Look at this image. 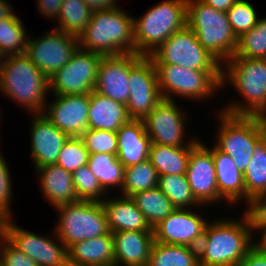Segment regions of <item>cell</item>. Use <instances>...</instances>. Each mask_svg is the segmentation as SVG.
Returning <instances> with one entry per match:
<instances>
[{
	"instance_id": "obj_1",
	"label": "cell",
	"mask_w": 266,
	"mask_h": 266,
	"mask_svg": "<svg viewBox=\"0 0 266 266\" xmlns=\"http://www.w3.org/2000/svg\"><path fill=\"white\" fill-rule=\"evenodd\" d=\"M224 218L207 223L197 248L200 266H239L254 246L251 225L245 213L238 220Z\"/></svg>"
},
{
	"instance_id": "obj_2",
	"label": "cell",
	"mask_w": 266,
	"mask_h": 266,
	"mask_svg": "<svg viewBox=\"0 0 266 266\" xmlns=\"http://www.w3.org/2000/svg\"><path fill=\"white\" fill-rule=\"evenodd\" d=\"M227 83L240 93L245 102L231 101L221 109L222 112L266 118V58H229L222 63L221 89Z\"/></svg>"
},
{
	"instance_id": "obj_3",
	"label": "cell",
	"mask_w": 266,
	"mask_h": 266,
	"mask_svg": "<svg viewBox=\"0 0 266 266\" xmlns=\"http://www.w3.org/2000/svg\"><path fill=\"white\" fill-rule=\"evenodd\" d=\"M133 16L118 6L93 11L79 48L101 56L135 53Z\"/></svg>"
},
{
	"instance_id": "obj_4",
	"label": "cell",
	"mask_w": 266,
	"mask_h": 266,
	"mask_svg": "<svg viewBox=\"0 0 266 266\" xmlns=\"http://www.w3.org/2000/svg\"><path fill=\"white\" fill-rule=\"evenodd\" d=\"M0 92L31 114H42L49 79L25 55L7 56L0 73Z\"/></svg>"
},
{
	"instance_id": "obj_5",
	"label": "cell",
	"mask_w": 266,
	"mask_h": 266,
	"mask_svg": "<svg viewBox=\"0 0 266 266\" xmlns=\"http://www.w3.org/2000/svg\"><path fill=\"white\" fill-rule=\"evenodd\" d=\"M144 14L133 18L135 53L150 56L187 25V0H163Z\"/></svg>"
},
{
	"instance_id": "obj_6",
	"label": "cell",
	"mask_w": 266,
	"mask_h": 266,
	"mask_svg": "<svg viewBox=\"0 0 266 266\" xmlns=\"http://www.w3.org/2000/svg\"><path fill=\"white\" fill-rule=\"evenodd\" d=\"M215 146L231 156L236 167L245 173L256 143L266 134V118L231 115L219 110Z\"/></svg>"
},
{
	"instance_id": "obj_7",
	"label": "cell",
	"mask_w": 266,
	"mask_h": 266,
	"mask_svg": "<svg viewBox=\"0 0 266 266\" xmlns=\"http://www.w3.org/2000/svg\"><path fill=\"white\" fill-rule=\"evenodd\" d=\"M187 26L196 34L198 42L221 64L233 57L237 37L226 12L216 10L201 0H187Z\"/></svg>"
},
{
	"instance_id": "obj_8",
	"label": "cell",
	"mask_w": 266,
	"mask_h": 266,
	"mask_svg": "<svg viewBox=\"0 0 266 266\" xmlns=\"http://www.w3.org/2000/svg\"><path fill=\"white\" fill-rule=\"evenodd\" d=\"M55 209L59 218L54 232L67 249L76 242L110 233L102 202L78 200Z\"/></svg>"
},
{
	"instance_id": "obj_9",
	"label": "cell",
	"mask_w": 266,
	"mask_h": 266,
	"mask_svg": "<svg viewBox=\"0 0 266 266\" xmlns=\"http://www.w3.org/2000/svg\"><path fill=\"white\" fill-rule=\"evenodd\" d=\"M155 67L160 93L166 100H174L173 95L195 102L206 97L208 100L221 88V71H196L170 64H155Z\"/></svg>"
},
{
	"instance_id": "obj_10",
	"label": "cell",
	"mask_w": 266,
	"mask_h": 266,
	"mask_svg": "<svg viewBox=\"0 0 266 266\" xmlns=\"http://www.w3.org/2000/svg\"><path fill=\"white\" fill-rule=\"evenodd\" d=\"M154 64L184 66L196 71H222V64L199 42L187 25L174 32L150 55Z\"/></svg>"
},
{
	"instance_id": "obj_11",
	"label": "cell",
	"mask_w": 266,
	"mask_h": 266,
	"mask_svg": "<svg viewBox=\"0 0 266 266\" xmlns=\"http://www.w3.org/2000/svg\"><path fill=\"white\" fill-rule=\"evenodd\" d=\"M101 58L78 47L71 59L49 78V92L57 95L90 93L96 86Z\"/></svg>"
},
{
	"instance_id": "obj_12",
	"label": "cell",
	"mask_w": 266,
	"mask_h": 266,
	"mask_svg": "<svg viewBox=\"0 0 266 266\" xmlns=\"http://www.w3.org/2000/svg\"><path fill=\"white\" fill-rule=\"evenodd\" d=\"M46 35L28 37L25 55L49 79L78 49V37L54 28Z\"/></svg>"
},
{
	"instance_id": "obj_13",
	"label": "cell",
	"mask_w": 266,
	"mask_h": 266,
	"mask_svg": "<svg viewBox=\"0 0 266 266\" xmlns=\"http://www.w3.org/2000/svg\"><path fill=\"white\" fill-rule=\"evenodd\" d=\"M12 221V218H6L4 237L33 259L38 266H69L68 249L55 232L53 234L55 239L48 238L25 230Z\"/></svg>"
},
{
	"instance_id": "obj_14",
	"label": "cell",
	"mask_w": 266,
	"mask_h": 266,
	"mask_svg": "<svg viewBox=\"0 0 266 266\" xmlns=\"http://www.w3.org/2000/svg\"><path fill=\"white\" fill-rule=\"evenodd\" d=\"M129 90L126 106L131 119L143 120L163 100L150 56H140L130 66Z\"/></svg>"
},
{
	"instance_id": "obj_15",
	"label": "cell",
	"mask_w": 266,
	"mask_h": 266,
	"mask_svg": "<svg viewBox=\"0 0 266 266\" xmlns=\"http://www.w3.org/2000/svg\"><path fill=\"white\" fill-rule=\"evenodd\" d=\"M174 100L163 99L144 119L151 144L172 147H191L198 138L184 141L188 114L182 113ZM187 115V116H186Z\"/></svg>"
},
{
	"instance_id": "obj_16",
	"label": "cell",
	"mask_w": 266,
	"mask_h": 266,
	"mask_svg": "<svg viewBox=\"0 0 266 266\" xmlns=\"http://www.w3.org/2000/svg\"><path fill=\"white\" fill-rule=\"evenodd\" d=\"M186 177L201 207L223 201L218 194L212 151L200 139L191 146Z\"/></svg>"
},
{
	"instance_id": "obj_17",
	"label": "cell",
	"mask_w": 266,
	"mask_h": 266,
	"mask_svg": "<svg viewBox=\"0 0 266 266\" xmlns=\"http://www.w3.org/2000/svg\"><path fill=\"white\" fill-rule=\"evenodd\" d=\"M208 221L190 208L175 209L153 228L154 241L198 248Z\"/></svg>"
},
{
	"instance_id": "obj_18",
	"label": "cell",
	"mask_w": 266,
	"mask_h": 266,
	"mask_svg": "<svg viewBox=\"0 0 266 266\" xmlns=\"http://www.w3.org/2000/svg\"><path fill=\"white\" fill-rule=\"evenodd\" d=\"M53 96L42 115L69 137H80L88 129L89 93Z\"/></svg>"
},
{
	"instance_id": "obj_19",
	"label": "cell",
	"mask_w": 266,
	"mask_h": 266,
	"mask_svg": "<svg viewBox=\"0 0 266 266\" xmlns=\"http://www.w3.org/2000/svg\"><path fill=\"white\" fill-rule=\"evenodd\" d=\"M140 56L137 53L102 56L94 91L126 105L130 95V66Z\"/></svg>"
},
{
	"instance_id": "obj_20",
	"label": "cell",
	"mask_w": 266,
	"mask_h": 266,
	"mask_svg": "<svg viewBox=\"0 0 266 266\" xmlns=\"http://www.w3.org/2000/svg\"><path fill=\"white\" fill-rule=\"evenodd\" d=\"M30 129L31 160L34 169L56 164L61 149L69 136L54 126L42 114H32Z\"/></svg>"
},
{
	"instance_id": "obj_21",
	"label": "cell",
	"mask_w": 266,
	"mask_h": 266,
	"mask_svg": "<svg viewBox=\"0 0 266 266\" xmlns=\"http://www.w3.org/2000/svg\"><path fill=\"white\" fill-rule=\"evenodd\" d=\"M114 266H148L153 231L113 232Z\"/></svg>"
},
{
	"instance_id": "obj_22",
	"label": "cell",
	"mask_w": 266,
	"mask_h": 266,
	"mask_svg": "<svg viewBox=\"0 0 266 266\" xmlns=\"http://www.w3.org/2000/svg\"><path fill=\"white\" fill-rule=\"evenodd\" d=\"M116 135L117 158L125 168L148 160L151 139L143 120L131 119L116 131Z\"/></svg>"
},
{
	"instance_id": "obj_23",
	"label": "cell",
	"mask_w": 266,
	"mask_h": 266,
	"mask_svg": "<svg viewBox=\"0 0 266 266\" xmlns=\"http://www.w3.org/2000/svg\"><path fill=\"white\" fill-rule=\"evenodd\" d=\"M208 148L212 151L220 198L231 205H239L243 199L246 202L243 173L236 167L230 155L223 153L215 145Z\"/></svg>"
},
{
	"instance_id": "obj_24",
	"label": "cell",
	"mask_w": 266,
	"mask_h": 266,
	"mask_svg": "<svg viewBox=\"0 0 266 266\" xmlns=\"http://www.w3.org/2000/svg\"><path fill=\"white\" fill-rule=\"evenodd\" d=\"M39 186L42 189L44 199L51 203V206L77 202V197L72 173L62 167L52 164L36 168Z\"/></svg>"
},
{
	"instance_id": "obj_25",
	"label": "cell",
	"mask_w": 266,
	"mask_h": 266,
	"mask_svg": "<svg viewBox=\"0 0 266 266\" xmlns=\"http://www.w3.org/2000/svg\"><path fill=\"white\" fill-rule=\"evenodd\" d=\"M102 201L111 233L118 231H153L131 197L122 196Z\"/></svg>"
},
{
	"instance_id": "obj_26",
	"label": "cell",
	"mask_w": 266,
	"mask_h": 266,
	"mask_svg": "<svg viewBox=\"0 0 266 266\" xmlns=\"http://www.w3.org/2000/svg\"><path fill=\"white\" fill-rule=\"evenodd\" d=\"M88 129L116 132L131 120L127 106L96 91L89 93Z\"/></svg>"
},
{
	"instance_id": "obj_27",
	"label": "cell",
	"mask_w": 266,
	"mask_h": 266,
	"mask_svg": "<svg viewBox=\"0 0 266 266\" xmlns=\"http://www.w3.org/2000/svg\"><path fill=\"white\" fill-rule=\"evenodd\" d=\"M69 266H114V239L109 234L76 242L68 248Z\"/></svg>"
},
{
	"instance_id": "obj_28",
	"label": "cell",
	"mask_w": 266,
	"mask_h": 266,
	"mask_svg": "<svg viewBox=\"0 0 266 266\" xmlns=\"http://www.w3.org/2000/svg\"><path fill=\"white\" fill-rule=\"evenodd\" d=\"M191 147L151 144L148 160L158 176L186 174Z\"/></svg>"
},
{
	"instance_id": "obj_29",
	"label": "cell",
	"mask_w": 266,
	"mask_h": 266,
	"mask_svg": "<svg viewBox=\"0 0 266 266\" xmlns=\"http://www.w3.org/2000/svg\"><path fill=\"white\" fill-rule=\"evenodd\" d=\"M88 168L96 176L103 190L108 194L111 189H122L124 181V165L118 160L117 154H89ZM109 190V191H108Z\"/></svg>"
},
{
	"instance_id": "obj_30",
	"label": "cell",
	"mask_w": 266,
	"mask_h": 266,
	"mask_svg": "<svg viewBox=\"0 0 266 266\" xmlns=\"http://www.w3.org/2000/svg\"><path fill=\"white\" fill-rule=\"evenodd\" d=\"M148 266H200L198 250L194 247L154 241Z\"/></svg>"
},
{
	"instance_id": "obj_31",
	"label": "cell",
	"mask_w": 266,
	"mask_h": 266,
	"mask_svg": "<svg viewBox=\"0 0 266 266\" xmlns=\"http://www.w3.org/2000/svg\"><path fill=\"white\" fill-rule=\"evenodd\" d=\"M243 178L247 201L245 204L266 193V134L256 143Z\"/></svg>"
},
{
	"instance_id": "obj_32",
	"label": "cell",
	"mask_w": 266,
	"mask_h": 266,
	"mask_svg": "<svg viewBox=\"0 0 266 266\" xmlns=\"http://www.w3.org/2000/svg\"><path fill=\"white\" fill-rule=\"evenodd\" d=\"M131 198L152 229L176 209L158 187L137 192Z\"/></svg>"
},
{
	"instance_id": "obj_33",
	"label": "cell",
	"mask_w": 266,
	"mask_h": 266,
	"mask_svg": "<svg viewBox=\"0 0 266 266\" xmlns=\"http://www.w3.org/2000/svg\"><path fill=\"white\" fill-rule=\"evenodd\" d=\"M93 10L83 0H63L56 29L79 37L87 28Z\"/></svg>"
},
{
	"instance_id": "obj_34",
	"label": "cell",
	"mask_w": 266,
	"mask_h": 266,
	"mask_svg": "<svg viewBox=\"0 0 266 266\" xmlns=\"http://www.w3.org/2000/svg\"><path fill=\"white\" fill-rule=\"evenodd\" d=\"M157 170L149 160L128 166L124 170V181L120 191L122 196L131 197L133 194L158 187Z\"/></svg>"
},
{
	"instance_id": "obj_35",
	"label": "cell",
	"mask_w": 266,
	"mask_h": 266,
	"mask_svg": "<svg viewBox=\"0 0 266 266\" xmlns=\"http://www.w3.org/2000/svg\"><path fill=\"white\" fill-rule=\"evenodd\" d=\"M158 188L170 199L177 209L200 207L194 198L186 174L161 175Z\"/></svg>"
},
{
	"instance_id": "obj_36",
	"label": "cell",
	"mask_w": 266,
	"mask_h": 266,
	"mask_svg": "<svg viewBox=\"0 0 266 266\" xmlns=\"http://www.w3.org/2000/svg\"><path fill=\"white\" fill-rule=\"evenodd\" d=\"M16 13L0 20V49L7 55L24 54L28 41L27 29Z\"/></svg>"
},
{
	"instance_id": "obj_37",
	"label": "cell",
	"mask_w": 266,
	"mask_h": 266,
	"mask_svg": "<svg viewBox=\"0 0 266 266\" xmlns=\"http://www.w3.org/2000/svg\"><path fill=\"white\" fill-rule=\"evenodd\" d=\"M233 56L250 59L266 58V17L259 18L254 28L237 38Z\"/></svg>"
},
{
	"instance_id": "obj_38",
	"label": "cell",
	"mask_w": 266,
	"mask_h": 266,
	"mask_svg": "<svg viewBox=\"0 0 266 266\" xmlns=\"http://www.w3.org/2000/svg\"><path fill=\"white\" fill-rule=\"evenodd\" d=\"M72 177L79 200L102 202L107 197L104 195L108 194L103 190L96 176L87 165L79 167L72 174Z\"/></svg>"
},
{
	"instance_id": "obj_39",
	"label": "cell",
	"mask_w": 266,
	"mask_h": 266,
	"mask_svg": "<svg viewBox=\"0 0 266 266\" xmlns=\"http://www.w3.org/2000/svg\"><path fill=\"white\" fill-rule=\"evenodd\" d=\"M88 160L89 151L82 139L69 137L61 149L56 165L73 174L79 167L87 165Z\"/></svg>"
},
{
	"instance_id": "obj_40",
	"label": "cell",
	"mask_w": 266,
	"mask_h": 266,
	"mask_svg": "<svg viewBox=\"0 0 266 266\" xmlns=\"http://www.w3.org/2000/svg\"><path fill=\"white\" fill-rule=\"evenodd\" d=\"M233 33L238 38L257 25L259 17L252 3L246 0L237 2L226 12Z\"/></svg>"
},
{
	"instance_id": "obj_41",
	"label": "cell",
	"mask_w": 266,
	"mask_h": 266,
	"mask_svg": "<svg viewBox=\"0 0 266 266\" xmlns=\"http://www.w3.org/2000/svg\"><path fill=\"white\" fill-rule=\"evenodd\" d=\"M80 138L89 154H117L118 141L116 132L98 129H87Z\"/></svg>"
},
{
	"instance_id": "obj_42",
	"label": "cell",
	"mask_w": 266,
	"mask_h": 266,
	"mask_svg": "<svg viewBox=\"0 0 266 266\" xmlns=\"http://www.w3.org/2000/svg\"><path fill=\"white\" fill-rule=\"evenodd\" d=\"M0 153V213L6 218H12L11 202L13 197L11 172L5 157Z\"/></svg>"
},
{
	"instance_id": "obj_43",
	"label": "cell",
	"mask_w": 266,
	"mask_h": 266,
	"mask_svg": "<svg viewBox=\"0 0 266 266\" xmlns=\"http://www.w3.org/2000/svg\"><path fill=\"white\" fill-rule=\"evenodd\" d=\"M0 266H38L24 252L14 247L5 237L0 240Z\"/></svg>"
},
{
	"instance_id": "obj_44",
	"label": "cell",
	"mask_w": 266,
	"mask_h": 266,
	"mask_svg": "<svg viewBox=\"0 0 266 266\" xmlns=\"http://www.w3.org/2000/svg\"><path fill=\"white\" fill-rule=\"evenodd\" d=\"M249 207L246 208L244 213L247 215L252 234L255 230L258 232L266 228V199L263 196L255 197L247 204Z\"/></svg>"
},
{
	"instance_id": "obj_45",
	"label": "cell",
	"mask_w": 266,
	"mask_h": 266,
	"mask_svg": "<svg viewBox=\"0 0 266 266\" xmlns=\"http://www.w3.org/2000/svg\"><path fill=\"white\" fill-rule=\"evenodd\" d=\"M63 0H38L37 7L40 14L48 19H57Z\"/></svg>"
},
{
	"instance_id": "obj_46",
	"label": "cell",
	"mask_w": 266,
	"mask_h": 266,
	"mask_svg": "<svg viewBox=\"0 0 266 266\" xmlns=\"http://www.w3.org/2000/svg\"><path fill=\"white\" fill-rule=\"evenodd\" d=\"M239 266H266V252L255 245L247 252Z\"/></svg>"
},
{
	"instance_id": "obj_47",
	"label": "cell",
	"mask_w": 266,
	"mask_h": 266,
	"mask_svg": "<svg viewBox=\"0 0 266 266\" xmlns=\"http://www.w3.org/2000/svg\"><path fill=\"white\" fill-rule=\"evenodd\" d=\"M83 1L93 11L112 9L118 6L117 0H83Z\"/></svg>"
},
{
	"instance_id": "obj_48",
	"label": "cell",
	"mask_w": 266,
	"mask_h": 266,
	"mask_svg": "<svg viewBox=\"0 0 266 266\" xmlns=\"http://www.w3.org/2000/svg\"><path fill=\"white\" fill-rule=\"evenodd\" d=\"M205 4L213 7L216 10L227 12L237 0H201Z\"/></svg>"
},
{
	"instance_id": "obj_49",
	"label": "cell",
	"mask_w": 266,
	"mask_h": 266,
	"mask_svg": "<svg viewBox=\"0 0 266 266\" xmlns=\"http://www.w3.org/2000/svg\"><path fill=\"white\" fill-rule=\"evenodd\" d=\"M12 5L6 0H0V20L11 18L16 12H14Z\"/></svg>"
},
{
	"instance_id": "obj_50",
	"label": "cell",
	"mask_w": 266,
	"mask_h": 266,
	"mask_svg": "<svg viewBox=\"0 0 266 266\" xmlns=\"http://www.w3.org/2000/svg\"><path fill=\"white\" fill-rule=\"evenodd\" d=\"M261 236H259L260 238H256L259 240H254L256 242H254V245L260 249L261 251H265L266 252V228L263 229L261 232Z\"/></svg>"
},
{
	"instance_id": "obj_51",
	"label": "cell",
	"mask_w": 266,
	"mask_h": 266,
	"mask_svg": "<svg viewBox=\"0 0 266 266\" xmlns=\"http://www.w3.org/2000/svg\"><path fill=\"white\" fill-rule=\"evenodd\" d=\"M6 217L0 213V240L4 237V224Z\"/></svg>"
},
{
	"instance_id": "obj_52",
	"label": "cell",
	"mask_w": 266,
	"mask_h": 266,
	"mask_svg": "<svg viewBox=\"0 0 266 266\" xmlns=\"http://www.w3.org/2000/svg\"><path fill=\"white\" fill-rule=\"evenodd\" d=\"M6 58H7V55L0 49V73H1V70L3 69Z\"/></svg>"
}]
</instances>
